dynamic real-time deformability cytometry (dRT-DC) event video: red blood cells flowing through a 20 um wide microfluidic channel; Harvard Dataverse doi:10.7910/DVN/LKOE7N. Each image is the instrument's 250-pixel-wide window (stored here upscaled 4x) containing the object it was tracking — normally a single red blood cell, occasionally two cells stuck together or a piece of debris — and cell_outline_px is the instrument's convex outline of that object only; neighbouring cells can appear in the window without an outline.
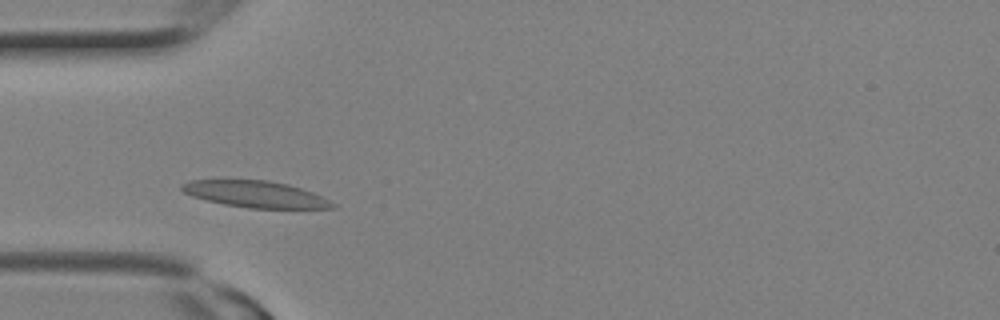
{"species": "Egyptian fruit bat (a non-hibernating species)", "species_latin": "Rousettus aegyptiacus", "temperature_condition": "room temperature", "stored_images_in_passage": 20, "camera_frame_rate_fps": 3000, "um_per_image_px": 0.085, "animal": {"sex": "female"}, "frame": {"image": 1, "passage_image": 3, "time_ms": 0.667, "image_size_px": [1000, 320], "cell_outline_px": [[336, 208], [248, 208], [224, 204], [192, 196], [184, 192], [180, 188], [180, 184], [188, 180], [224, 176], [268, 180], [288, 184], [312, 192], [336, 204]], "centroid_in_image_um": [21.57, 16.44], "position_along_channel_um": 63.4, "area_um2": 24.28}}
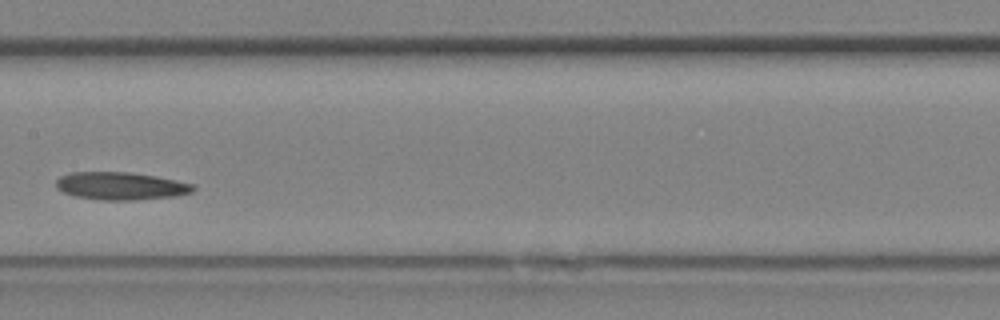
{"frame": {"image": 2, "passage_image": 8, "time_ms": 2.333, "image_size_px": [1000, 320], "cell_outline_px": [[196, 188], [192, 192], [176, 196], [136, 200], [100, 200], [76, 196], [64, 192], [56, 188], [56, 180], [60, 176], [72, 172], [128, 172], [156, 176], [196, 184]], "centroid_in_image_um": [10.3, 15.81], "position_along_channel_um": 197.1, "area_um2": 22.25}}
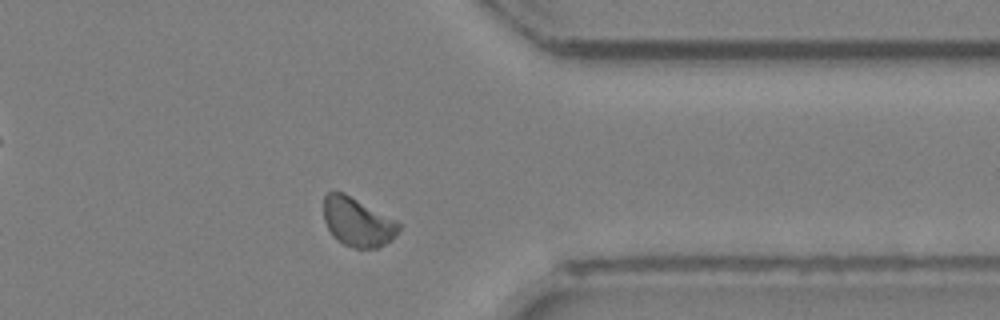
{"frame": {"image": 3, "passage_image": 15, "time_ms": 4.667, "image_size_px": [1000, 320], "cell_outline_px": [[400, 228], [392, 240], [376, 248], [356, 248], [344, 244], [336, 240], [332, 236], [324, 220], [324, 196], [328, 192], [344, 192], [396, 220], [400, 224]], "centroid_in_image_um": [30.38, 18.87], "position_along_channel_um": 381.0, "area_um2": 21.33}}